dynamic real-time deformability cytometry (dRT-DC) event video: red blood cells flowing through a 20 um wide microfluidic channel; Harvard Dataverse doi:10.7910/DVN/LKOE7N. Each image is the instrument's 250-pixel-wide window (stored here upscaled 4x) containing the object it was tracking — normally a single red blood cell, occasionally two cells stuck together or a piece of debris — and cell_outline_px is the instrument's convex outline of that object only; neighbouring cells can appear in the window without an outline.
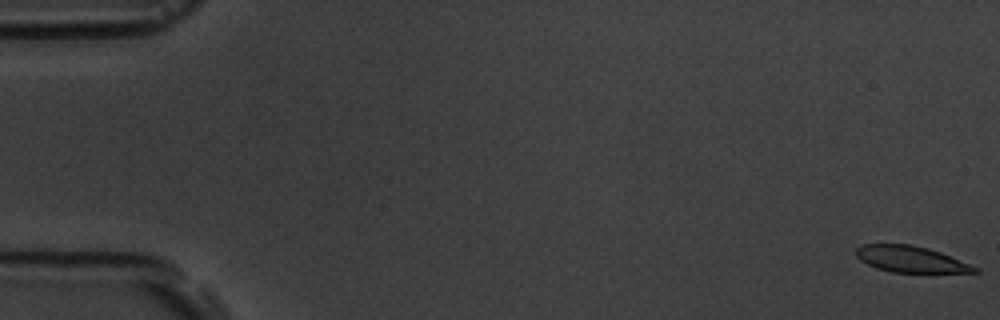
{"species": "common noctule bat (a hibernating species)", "species_latin": "Nyctalus noctula", "temperature_condition": "room temperature", "stored_images_in_passage": 11, "camera_frame_rate_fps": 3000, "um_per_image_px": 0.085, "animal": {"sex": "male", "body_mass_g": 19.5, "forearm_length_mm": 54.6}, "frame": {"image": 1, "passage_image": 1, "time_ms": 0.0, "image_size_px": [1000, 320], "cell_outline_px": [[980, 272], [892, 272], [876, 268], [860, 260], [856, 256], [856, 248], [860, 244], [912, 244], [928, 248], [940, 252], [980, 268]], "centroid_in_image_um": [77.39, 22.02], "position_along_channel_um": 7.6, "area_um2": 18.09}}
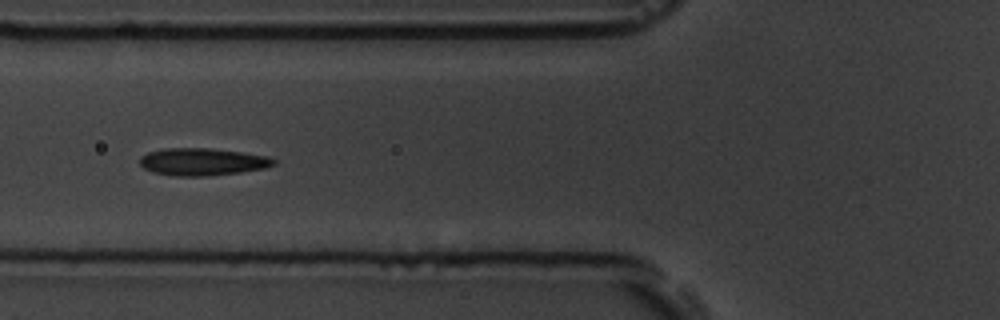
{"frame": {"image": 2, "passage_image": 7, "time_ms": 7.0, "image_size_px": [1000, 320], "cell_outline_px": [[276, 164], [264, 168], [240, 172], [208, 176], [172, 176], [152, 172], [144, 168], [140, 164], [140, 156], [148, 152], [164, 148], [212, 148], [268, 156], [276, 160]], "centroid_in_image_um": [17.18, 13.75], "position_along_channel_um": 108.6, "area_um2": 21.44}}
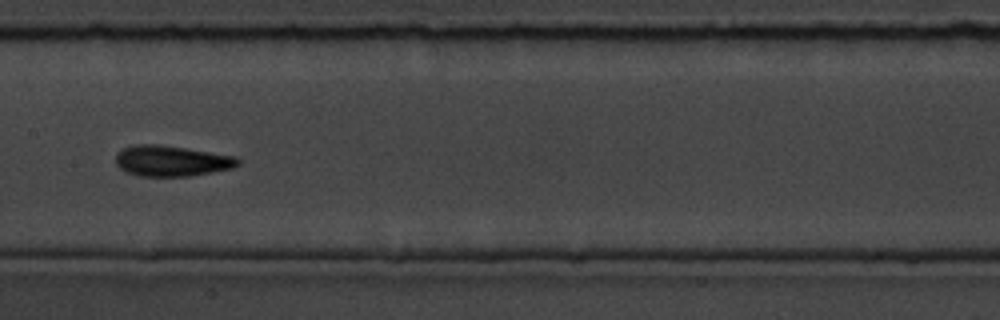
{"frame": {"image": 3, "passage_image": 9, "time_ms": 9.333, "image_size_px": [1000, 320], "cell_outline_px": [[240, 164], [232, 168], [212, 172], [188, 176], [140, 176], [128, 172], [120, 168], [116, 164], [116, 152], [124, 148], [136, 144], [156, 144], [184, 148], [236, 156], [240, 160]], "centroid_in_image_um": [14.58, 13.67], "position_along_channel_um": 192.8, "area_um2": 21.73}}